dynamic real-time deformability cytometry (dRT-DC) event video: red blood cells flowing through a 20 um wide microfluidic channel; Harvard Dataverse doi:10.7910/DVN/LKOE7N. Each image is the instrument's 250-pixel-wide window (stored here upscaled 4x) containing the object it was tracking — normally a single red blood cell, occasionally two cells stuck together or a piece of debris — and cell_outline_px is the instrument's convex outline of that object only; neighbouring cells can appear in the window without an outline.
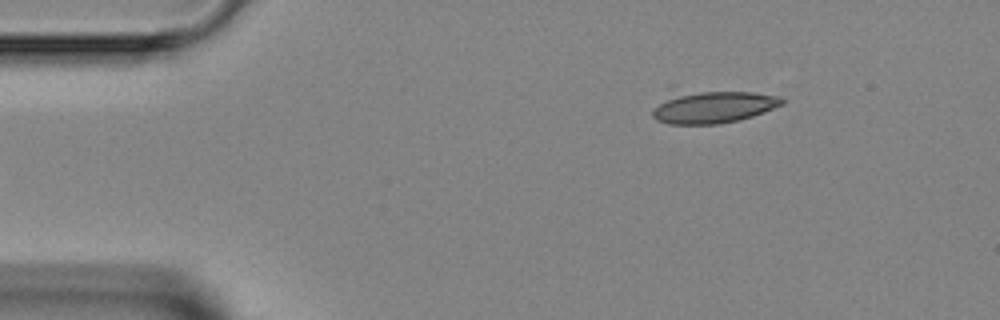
{"species": "Egyptian fruit bat (a non-hibernating species)", "species_latin": "Rousettus aegyptiacus", "temperature_condition": "room temperature", "stored_images_in_passage": 4, "camera_frame_rate_fps": 3000, "um_per_image_px": 0.085, "animal": {"sex": "female"}, "frame": {"image": 1, "passage_image": 4, "time_ms": 3.333, "image_size_px": [1000, 320], "cell_outline_px": [[784, 104], [764, 112], [752, 116], [720, 124], [668, 124], [656, 120], [652, 116], [652, 112], [660, 104], [676, 92], [752, 92], [780, 96], [784, 100]], "centroid_in_image_um": [60.66, 9.11], "position_along_channel_um": 24.3, "area_um2": 23.87}}